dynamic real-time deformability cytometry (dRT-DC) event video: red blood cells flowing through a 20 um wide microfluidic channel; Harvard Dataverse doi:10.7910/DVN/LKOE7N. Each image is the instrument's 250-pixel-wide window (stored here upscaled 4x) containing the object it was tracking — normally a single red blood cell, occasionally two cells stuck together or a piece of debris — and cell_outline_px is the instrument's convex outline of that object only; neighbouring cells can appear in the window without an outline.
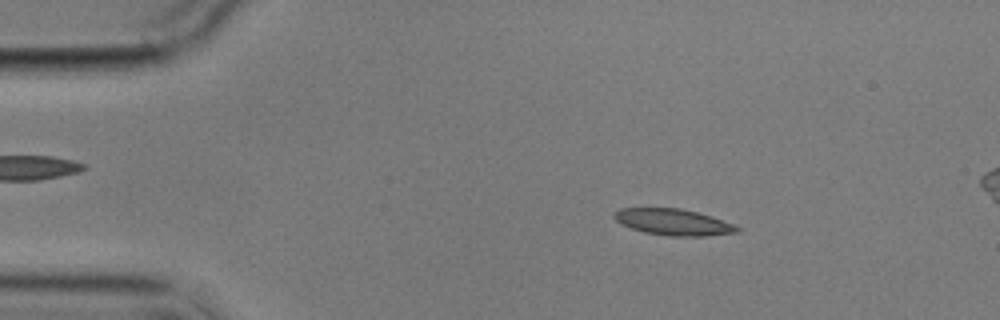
{"species": "common noctule bat (a hibernating species)", "species_latin": "Nyctalus noctula", "temperature_condition": "cold", "stored_images_in_passage": 4, "camera_frame_rate_fps": 3000, "um_per_image_px": 0.085, "animal": {"sex": "male", "body_mass_g": 17.9}, "frame": {"image": 1, "passage_image": 2, "time_ms": 1.0, "image_size_px": [1000, 320], "cell_outline_px": [[740, 232], [708, 236], [668, 236], [644, 232], [620, 224], [612, 216], [620, 208], [680, 208], [712, 216], [732, 224], [740, 228]], "centroid_in_image_um": [57.23, 18.88], "position_along_channel_um": 27.8, "area_um2": 18.84}}